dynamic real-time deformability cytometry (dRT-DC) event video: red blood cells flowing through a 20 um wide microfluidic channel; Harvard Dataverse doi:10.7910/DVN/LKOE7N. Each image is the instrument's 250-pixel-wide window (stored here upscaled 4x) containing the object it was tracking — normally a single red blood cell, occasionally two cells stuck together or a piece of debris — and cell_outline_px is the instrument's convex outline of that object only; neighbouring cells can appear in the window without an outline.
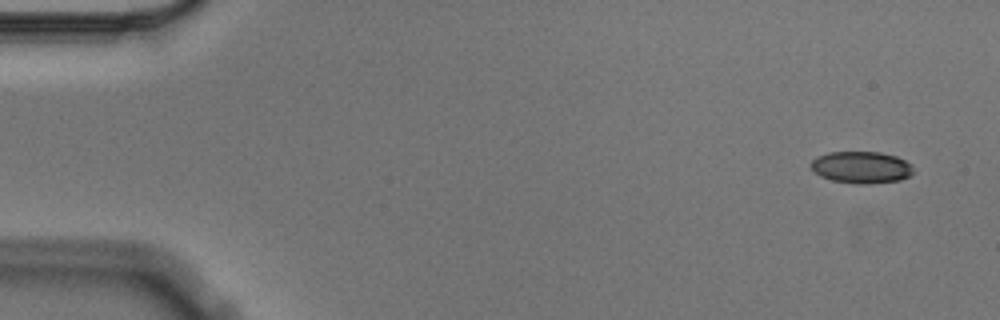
{"species": "Egyptian fruit bat (a non-hibernating species)", "species_latin": "Rousettus aegyptiacus", "temperature_condition": "cold", "stored_images_in_passage": 8, "camera_frame_rate_fps": 3000, "um_per_image_px": 0.085, "animal": {"sex": "male"}, "frame": {"image": 1, "passage_image": 1, "time_ms": 0.0, "image_size_px": [1000, 320], "cell_outline_px": [[912, 172], [908, 176], [900, 180], [864, 184], [856, 184], [832, 180], [820, 176], [812, 168], [812, 160], [816, 156], [828, 152], [880, 152], [896, 156], [912, 164]], "centroid_in_image_um": [73.21, 14.21], "position_along_channel_um": 11.8, "area_um2": 18.9}}
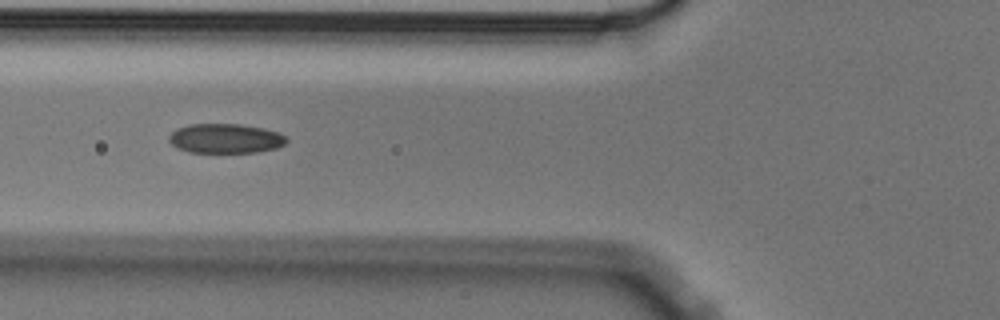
{"frame": {"image": 2, "passage_image": 6, "time_ms": 1.667, "image_size_px": [1000, 320], "cell_outline_px": [[288, 140], [284, 144], [276, 148], [256, 152], [188, 152], [176, 148], [168, 140], [168, 136], [176, 128], [188, 124], [240, 124], [264, 128], [280, 132], [288, 136]], "centroid_in_image_um": [19.17, 11.76], "position_along_channel_um": 106.6, "area_um2": 20.46}}
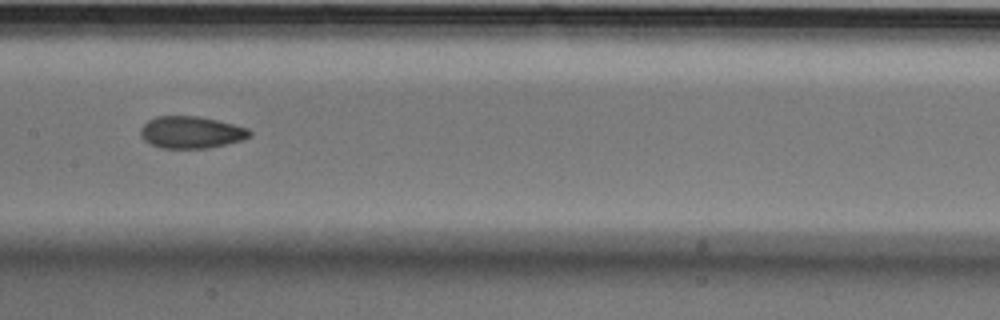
{"frame": {"image": 3, "passage_image": 8, "time_ms": 2.333, "image_size_px": [1000, 320], "cell_outline_px": [[252, 136], [244, 140], [208, 148], [160, 148], [144, 140], [140, 136], [140, 128], [148, 120], [156, 116], [196, 116], [216, 120], [248, 128], [252, 132]], "centroid_in_image_um": [16.25, 11.25], "position_along_channel_um": 191.1, "area_um2": 20.4}}